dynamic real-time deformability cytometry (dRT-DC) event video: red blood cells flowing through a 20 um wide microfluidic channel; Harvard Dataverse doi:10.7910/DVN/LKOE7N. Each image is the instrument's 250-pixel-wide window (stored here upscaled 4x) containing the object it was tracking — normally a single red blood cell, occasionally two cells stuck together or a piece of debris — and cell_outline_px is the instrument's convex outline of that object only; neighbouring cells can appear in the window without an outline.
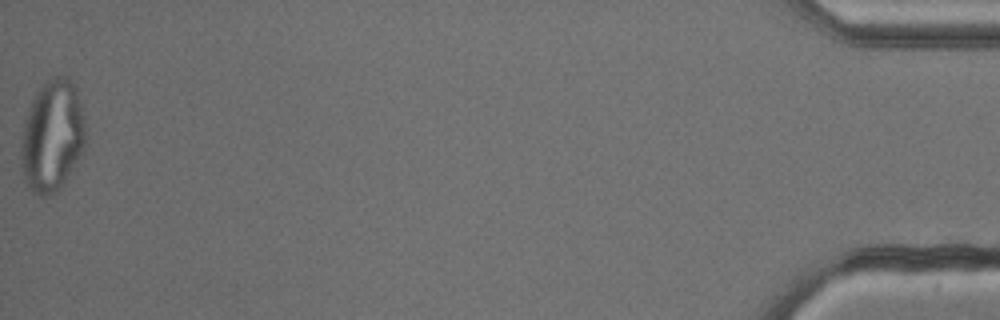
{"species": "common noctule bat (a hibernating species)", "species_latin": "Nyctalus noctula", "temperature_condition": "cold", "stored_images_in_passage": 49, "camera_frame_rate_fps": 3000, "um_per_image_px": 0.085, "animal": {"sex": "male", "body_mass_g": 13.3}, "frame": {"image": 1, "passage_image": 49, "time_ms": 16.0, "image_size_px": [1000, 320], "cell_outline_px": [[88, 144], [84, 152], [64, 180], [52, 192], [44, 196], [40, 196], [32, 192], [24, 184], [20, 168], [20, 148], [24, 124], [28, 108], [32, 100], [40, 88], [48, 80], [56, 76], [68, 76], [72, 80], [76, 88], [84, 116]], "centroid_in_image_um": [4.44, 11.56], "position_along_channel_um": 430.8, "area_um2": 42.43}}